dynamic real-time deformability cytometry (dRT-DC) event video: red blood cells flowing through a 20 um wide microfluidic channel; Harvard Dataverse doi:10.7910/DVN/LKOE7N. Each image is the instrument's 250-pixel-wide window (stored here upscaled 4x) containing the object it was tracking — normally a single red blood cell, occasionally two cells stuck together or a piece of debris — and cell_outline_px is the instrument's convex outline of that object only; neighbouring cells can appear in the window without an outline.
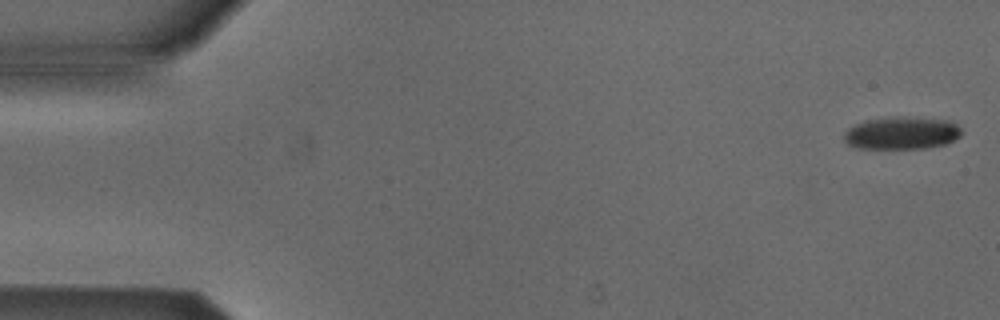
{"species": "Egyptian fruit bat (a non-hibernating species)", "species_latin": "Rousettus aegyptiacus", "temperature_condition": "cold", "stored_images_in_passage": 5, "camera_frame_rate_fps": 3000, "um_per_image_px": 0.085, "animal": {"sex": "male"}, "frame": {"image": 1, "passage_image": 1, "time_ms": 0.0, "image_size_px": [1000, 320], "cell_outline_px": [[960, 136], [944, 144], [924, 148], [856, 148], [848, 144], [844, 140], [844, 132], [848, 128], [864, 120], [948, 120], [956, 124], [960, 128]], "centroid_in_image_um": [76.59, 11.37], "position_along_channel_um": 8.4, "area_um2": 20.92}}
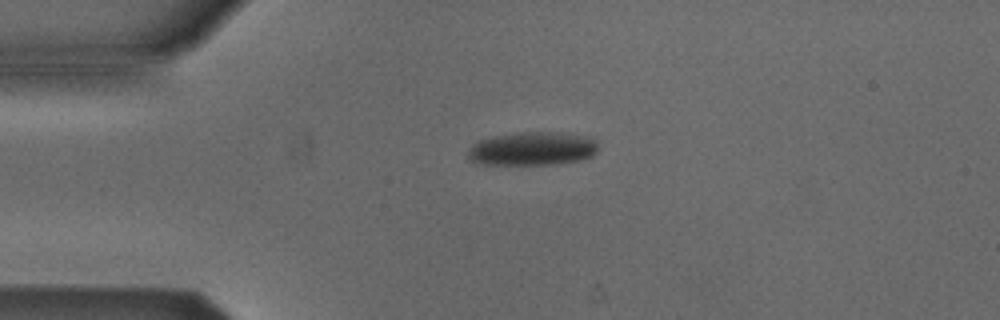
{"frame": {"image": 2, "passage_image": 4, "time_ms": 3.667, "image_size_px": [1000, 320], "cell_outline_px": [[596, 152], [592, 156], [580, 160], [556, 164], [484, 164], [468, 160], [468, 152], [472, 144], [480, 140], [496, 136], [524, 132], [560, 132], [580, 136], [596, 140]], "centroid_in_image_um": [45.24, 12.65], "position_along_channel_um": 39.8, "area_um2": 25.09}}